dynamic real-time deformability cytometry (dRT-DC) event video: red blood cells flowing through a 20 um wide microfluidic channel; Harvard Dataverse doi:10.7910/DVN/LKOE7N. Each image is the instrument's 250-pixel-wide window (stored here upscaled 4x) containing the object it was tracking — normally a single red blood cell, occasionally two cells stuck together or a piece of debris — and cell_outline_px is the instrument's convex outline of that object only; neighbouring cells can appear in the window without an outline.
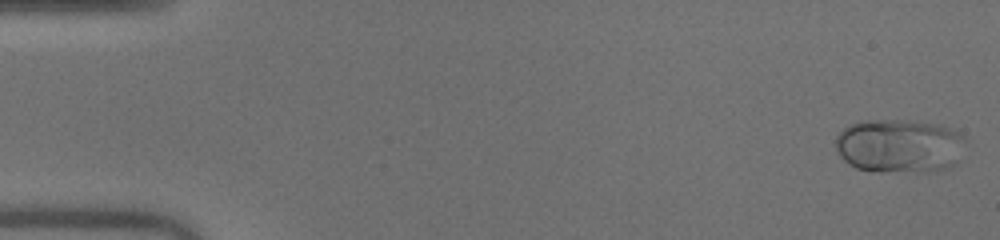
{"species": "human", "species_latin": "Homo sapiens", "temperature_condition": "warm", "stored_images_in_passage": 50, "camera_frame_rate_fps": 3000, "um_per_image_px": 0.085, "donor": {"sex": "male"}, "frame": {"image": 1, "passage_image": 1, "time_ms": 0.0, "image_size_px": [1000, 240], "cell_outline_px": [[964, 140], [956, 164], [948, 168], [928, 172], [872, 172], [856, 168], [848, 164], [840, 156], [836, 148], [836, 136], [844, 128], [852, 124], [864, 120], [908, 120], [944, 124], [960, 132], [964, 136]], "centroid_in_image_um": [76.45, 12.41], "position_along_channel_um": 8.5, "area_um2": 41.38}}
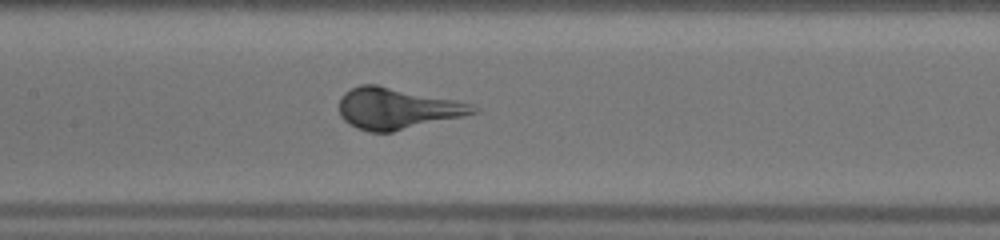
{"frame": {"image": 2, "passage_image": 24, "time_ms": 7.667, "image_size_px": [1000, 240], "cell_outline_px": [[480, 112], [392, 132], [368, 132], [356, 128], [344, 120], [340, 116], [340, 96], [344, 92], [360, 84], [376, 84], [472, 104], [480, 108]], "centroid_in_image_um": [33.72, 9.23], "position_along_channel_um": 173.7, "area_um2": 31.96}}
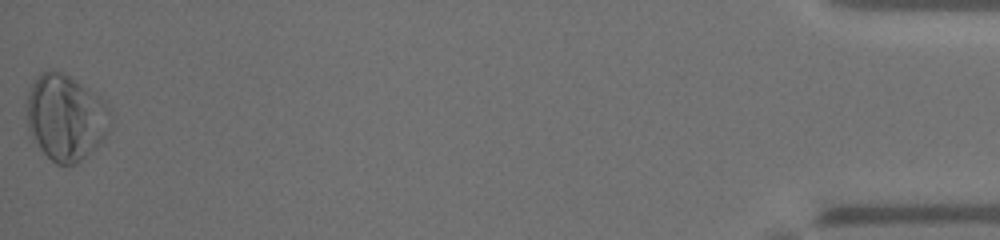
{"frame": {"image": 3, "passage_image": 50, "time_ms": 16.333, "image_size_px": [1000, 240], "cell_outline_px": [[112, 128], [76, 164], [56, 164], [40, 148], [32, 136], [28, 128], [28, 92], [32, 84], [40, 72], [48, 68], [60, 72], [76, 80], [96, 92], [108, 104], [112, 116]], "centroid_in_image_um": [5.61, 9.93], "position_along_channel_um": 429.6, "area_um2": 41.67}}